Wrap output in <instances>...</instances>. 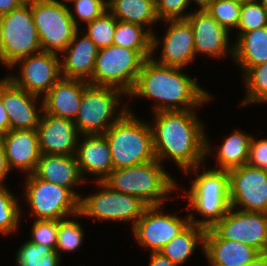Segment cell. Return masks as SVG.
<instances>
[{
  "label": "cell",
  "instance_id": "1",
  "mask_svg": "<svg viewBox=\"0 0 267 266\" xmlns=\"http://www.w3.org/2000/svg\"><path fill=\"white\" fill-rule=\"evenodd\" d=\"M199 109L159 111L149 120L155 158L173 163L179 172L205 163L206 126ZM153 123H152V122Z\"/></svg>",
  "mask_w": 267,
  "mask_h": 266
},
{
  "label": "cell",
  "instance_id": "2",
  "mask_svg": "<svg viewBox=\"0 0 267 266\" xmlns=\"http://www.w3.org/2000/svg\"><path fill=\"white\" fill-rule=\"evenodd\" d=\"M184 68L144 60L135 86L128 99L143 98L153 101L151 113L159 111L200 109L212 101L211 92L200 85Z\"/></svg>",
  "mask_w": 267,
  "mask_h": 266
},
{
  "label": "cell",
  "instance_id": "3",
  "mask_svg": "<svg viewBox=\"0 0 267 266\" xmlns=\"http://www.w3.org/2000/svg\"><path fill=\"white\" fill-rule=\"evenodd\" d=\"M182 175L193 178L188 182L189 188L178 184V190L181 191L176 196L186 199L187 207L183 209L189 210L190 223L204 229L212 228L230 209L228 170H216L204 163L188 169Z\"/></svg>",
  "mask_w": 267,
  "mask_h": 266
},
{
  "label": "cell",
  "instance_id": "4",
  "mask_svg": "<svg viewBox=\"0 0 267 266\" xmlns=\"http://www.w3.org/2000/svg\"><path fill=\"white\" fill-rule=\"evenodd\" d=\"M167 171L166 167L155 159L113 169L103 182L114 191L138 197L148 206L165 205L172 199L176 200L173 193H178L179 183L176 177Z\"/></svg>",
  "mask_w": 267,
  "mask_h": 266
},
{
  "label": "cell",
  "instance_id": "5",
  "mask_svg": "<svg viewBox=\"0 0 267 266\" xmlns=\"http://www.w3.org/2000/svg\"><path fill=\"white\" fill-rule=\"evenodd\" d=\"M126 101H129L128 111L104 133L110 147L114 169L156 159L149 121L137 116L135 109L130 106V100Z\"/></svg>",
  "mask_w": 267,
  "mask_h": 266
},
{
  "label": "cell",
  "instance_id": "6",
  "mask_svg": "<svg viewBox=\"0 0 267 266\" xmlns=\"http://www.w3.org/2000/svg\"><path fill=\"white\" fill-rule=\"evenodd\" d=\"M125 98L119 89L89 84L73 121L80 135L104 134L128 111Z\"/></svg>",
  "mask_w": 267,
  "mask_h": 266
},
{
  "label": "cell",
  "instance_id": "7",
  "mask_svg": "<svg viewBox=\"0 0 267 266\" xmlns=\"http://www.w3.org/2000/svg\"><path fill=\"white\" fill-rule=\"evenodd\" d=\"M97 191L81 193L79 198V214L92 222L101 221L116 223L129 222L131 229L148 207L136 196L114 191L103 181L93 182ZM99 189V190H98ZM92 193V194H91Z\"/></svg>",
  "mask_w": 267,
  "mask_h": 266
},
{
  "label": "cell",
  "instance_id": "8",
  "mask_svg": "<svg viewBox=\"0 0 267 266\" xmlns=\"http://www.w3.org/2000/svg\"><path fill=\"white\" fill-rule=\"evenodd\" d=\"M42 51L31 12L26 0L10 13L0 16V64L8 70L21 58Z\"/></svg>",
  "mask_w": 267,
  "mask_h": 266
},
{
  "label": "cell",
  "instance_id": "9",
  "mask_svg": "<svg viewBox=\"0 0 267 266\" xmlns=\"http://www.w3.org/2000/svg\"><path fill=\"white\" fill-rule=\"evenodd\" d=\"M23 196L33 219L63 220L79 213V199L66 187L37 178L24 176Z\"/></svg>",
  "mask_w": 267,
  "mask_h": 266
},
{
  "label": "cell",
  "instance_id": "10",
  "mask_svg": "<svg viewBox=\"0 0 267 266\" xmlns=\"http://www.w3.org/2000/svg\"><path fill=\"white\" fill-rule=\"evenodd\" d=\"M144 58L136 51L110 45L98 51L92 78L94 86L113 87L127 96L133 90Z\"/></svg>",
  "mask_w": 267,
  "mask_h": 266
},
{
  "label": "cell",
  "instance_id": "11",
  "mask_svg": "<svg viewBox=\"0 0 267 266\" xmlns=\"http://www.w3.org/2000/svg\"><path fill=\"white\" fill-rule=\"evenodd\" d=\"M42 51L60 55L79 30L65 0H31Z\"/></svg>",
  "mask_w": 267,
  "mask_h": 266
},
{
  "label": "cell",
  "instance_id": "12",
  "mask_svg": "<svg viewBox=\"0 0 267 266\" xmlns=\"http://www.w3.org/2000/svg\"><path fill=\"white\" fill-rule=\"evenodd\" d=\"M166 208V204L148 206L131 229L133 239L149 253L159 252L190 224L188 210L186 215L179 216L177 211L170 213Z\"/></svg>",
  "mask_w": 267,
  "mask_h": 266
},
{
  "label": "cell",
  "instance_id": "13",
  "mask_svg": "<svg viewBox=\"0 0 267 266\" xmlns=\"http://www.w3.org/2000/svg\"><path fill=\"white\" fill-rule=\"evenodd\" d=\"M8 70L5 77L14 85L42 98L62 77L60 55L45 51L19 59Z\"/></svg>",
  "mask_w": 267,
  "mask_h": 266
},
{
  "label": "cell",
  "instance_id": "14",
  "mask_svg": "<svg viewBox=\"0 0 267 266\" xmlns=\"http://www.w3.org/2000/svg\"><path fill=\"white\" fill-rule=\"evenodd\" d=\"M165 33L162 37L157 31L152 34V56L157 63L184 68L196 62L193 31L187 19L162 21ZM160 36V37H159ZM160 56H157L158 51Z\"/></svg>",
  "mask_w": 267,
  "mask_h": 266
},
{
  "label": "cell",
  "instance_id": "15",
  "mask_svg": "<svg viewBox=\"0 0 267 266\" xmlns=\"http://www.w3.org/2000/svg\"><path fill=\"white\" fill-rule=\"evenodd\" d=\"M228 173L230 207L267 213V171L245 164Z\"/></svg>",
  "mask_w": 267,
  "mask_h": 266
},
{
  "label": "cell",
  "instance_id": "16",
  "mask_svg": "<svg viewBox=\"0 0 267 266\" xmlns=\"http://www.w3.org/2000/svg\"><path fill=\"white\" fill-rule=\"evenodd\" d=\"M211 229L221 239L243 242L260 253H267V213L230 207Z\"/></svg>",
  "mask_w": 267,
  "mask_h": 266
},
{
  "label": "cell",
  "instance_id": "17",
  "mask_svg": "<svg viewBox=\"0 0 267 266\" xmlns=\"http://www.w3.org/2000/svg\"><path fill=\"white\" fill-rule=\"evenodd\" d=\"M191 24L196 57L207 56L217 61L233 59L234 39L226 28L222 27L207 10L192 12L186 18ZM233 40V41H230ZM225 57V58H224Z\"/></svg>",
  "mask_w": 267,
  "mask_h": 266
},
{
  "label": "cell",
  "instance_id": "18",
  "mask_svg": "<svg viewBox=\"0 0 267 266\" xmlns=\"http://www.w3.org/2000/svg\"><path fill=\"white\" fill-rule=\"evenodd\" d=\"M2 103L8 114L10 130L37 129L43 114V99L2 77Z\"/></svg>",
  "mask_w": 267,
  "mask_h": 266
},
{
  "label": "cell",
  "instance_id": "19",
  "mask_svg": "<svg viewBox=\"0 0 267 266\" xmlns=\"http://www.w3.org/2000/svg\"><path fill=\"white\" fill-rule=\"evenodd\" d=\"M36 130L41 154L75 155L80 133L73 120L43 113Z\"/></svg>",
  "mask_w": 267,
  "mask_h": 266
},
{
  "label": "cell",
  "instance_id": "20",
  "mask_svg": "<svg viewBox=\"0 0 267 266\" xmlns=\"http://www.w3.org/2000/svg\"><path fill=\"white\" fill-rule=\"evenodd\" d=\"M75 157L81 175L89 183L103 181L114 169L110 147L104 134L80 135Z\"/></svg>",
  "mask_w": 267,
  "mask_h": 266
},
{
  "label": "cell",
  "instance_id": "21",
  "mask_svg": "<svg viewBox=\"0 0 267 266\" xmlns=\"http://www.w3.org/2000/svg\"><path fill=\"white\" fill-rule=\"evenodd\" d=\"M0 138L11 171L23 177L33 174L41 156L37 130H9Z\"/></svg>",
  "mask_w": 267,
  "mask_h": 266
},
{
  "label": "cell",
  "instance_id": "22",
  "mask_svg": "<svg viewBox=\"0 0 267 266\" xmlns=\"http://www.w3.org/2000/svg\"><path fill=\"white\" fill-rule=\"evenodd\" d=\"M99 48L79 29L60 54L61 76L89 81L92 78Z\"/></svg>",
  "mask_w": 267,
  "mask_h": 266
},
{
  "label": "cell",
  "instance_id": "23",
  "mask_svg": "<svg viewBox=\"0 0 267 266\" xmlns=\"http://www.w3.org/2000/svg\"><path fill=\"white\" fill-rule=\"evenodd\" d=\"M33 174L41 180L68 188L78 199L81 192L76 189L88 184L81 175L75 155L41 154Z\"/></svg>",
  "mask_w": 267,
  "mask_h": 266
},
{
  "label": "cell",
  "instance_id": "24",
  "mask_svg": "<svg viewBox=\"0 0 267 266\" xmlns=\"http://www.w3.org/2000/svg\"><path fill=\"white\" fill-rule=\"evenodd\" d=\"M252 136V133L236 128L229 135L223 136L224 140L220 141L222 143L212 146L206 130L205 164L207 165V159L211 156L216 163H213V167H208L216 170H230L247 164Z\"/></svg>",
  "mask_w": 267,
  "mask_h": 266
},
{
  "label": "cell",
  "instance_id": "25",
  "mask_svg": "<svg viewBox=\"0 0 267 266\" xmlns=\"http://www.w3.org/2000/svg\"><path fill=\"white\" fill-rule=\"evenodd\" d=\"M259 254L258 250L243 242L221 239L211 228L206 229L203 256L208 266H243Z\"/></svg>",
  "mask_w": 267,
  "mask_h": 266
},
{
  "label": "cell",
  "instance_id": "26",
  "mask_svg": "<svg viewBox=\"0 0 267 266\" xmlns=\"http://www.w3.org/2000/svg\"><path fill=\"white\" fill-rule=\"evenodd\" d=\"M87 81L61 77L43 99V113L75 120Z\"/></svg>",
  "mask_w": 267,
  "mask_h": 266
},
{
  "label": "cell",
  "instance_id": "27",
  "mask_svg": "<svg viewBox=\"0 0 267 266\" xmlns=\"http://www.w3.org/2000/svg\"><path fill=\"white\" fill-rule=\"evenodd\" d=\"M233 63L241 76L251 67L267 62V26L249 31L234 32Z\"/></svg>",
  "mask_w": 267,
  "mask_h": 266
},
{
  "label": "cell",
  "instance_id": "28",
  "mask_svg": "<svg viewBox=\"0 0 267 266\" xmlns=\"http://www.w3.org/2000/svg\"><path fill=\"white\" fill-rule=\"evenodd\" d=\"M108 10L118 21L140 25L151 34L155 32V25L160 23L155 0H108Z\"/></svg>",
  "mask_w": 267,
  "mask_h": 266
},
{
  "label": "cell",
  "instance_id": "29",
  "mask_svg": "<svg viewBox=\"0 0 267 266\" xmlns=\"http://www.w3.org/2000/svg\"><path fill=\"white\" fill-rule=\"evenodd\" d=\"M205 232L206 229L190 223L159 252L171 262L183 266L196 250L201 249V253L204 254Z\"/></svg>",
  "mask_w": 267,
  "mask_h": 266
},
{
  "label": "cell",
  "instance_id": "30",
  "mask_svg": "<svg viewBox=\"0 0 267 266\" xmlns=\"http://www.w3.org/2000/svg\"><path fill=\"white\" fill-rule=\"evenodd\" d=\"M112 45L136 50L144 59L152 56V34L144 27L130 22H116Z\"/></svg>",
  "mask_w": 267,
  "mask_h": 266
},
{
  "label": "cell",
  "instance_id": "31",
  "mask_svg": "<svg viewBox=\"0 0 267 266\" xmlns=\"http://www.w3.org/2000/svg\"><path fill=\"white\" fill-rule=\"evenodd\" d=\"M23 205L19 196L7 185H0V236L10 237L20 230V223L25 215Z\"/></svg>",
  "mask_w": 267,
  "mask_h": 266
},
{
  "label": "cell",
  "instance_id": "32",
  "mask_svg": "<svg viewBox=\"0 0 267 266\" xmlns=\"http://www.w3.org/2000/svg\"><path fill=\"white\" fill-rule=\"evenodd\" d=\"M244 96L239 101L238 107H248V105L267 104V62L249 68L242 75Z\"/></svg>",
  "mask_w": 267,
  "mask_h": 266
},
{
  "label": "cell",
  "instance_id": "33",
  "mask_svg": "<svg viewBox=\"0 0 267 266\" xmlns=\"http://www.w3.org/2000/svg\"><path fill=\"white\" fill-rule=\"evenodd\" d=\"M82 216L78 213L63 220H58V233L56 251L60 257L64 253L68 255L76 253L84 246L85 232L83 221L78 222ZM75 219V220H74ZM82 225V226H81Z\"/></svg>",
  "mask_w": 267,
  "mask_h": 266
},
{
  "label": "cell",
  "instance_id": "34",
  "mask_svg": "<svg viewBox=\"0 0 267 266\" xmlns=\"http://www.w3.org/2000/svg\"><path fill=\"white\" fill-rule=\"evenodd\" d=\"M117 19L107 10L101 16L82 27L84 32L99 48L112 45L114 40ZM86 28V29H85Z\"/></svg>",
  "mask_w": 267,
  "mask_h": 266
},
{
  "label": "cell",
  "instance_id": "35",
  "mask_svg": "<svg viewBox=\"0 0 267 266\" xmlns=\"http://www.w3.org/2000/svg\"><path fill=\"white\" fill-rule=\"evenodd\" d=\"M66 3L78 29L82 23L85 26L108 10V0H68Z\"/></svg>",
  "mask_w": 267,
  "mask_h": 266
},
{
  "label": "cell",
  "instance_id": "36",
  "mask_svg": "<svg viewBox=\"0 0 267 266\" xmlns=\"http://www.w3.org/2000/svg\"><path fill=\"white\" fill-rule=\"evenodd\" d=\"M241 6L242 2L236 0H214L207 11L232 34L239 24Z\"/></svg>",
  "mask_w": 267,
  "mask_h": 266
},
{
  "label": "cell",
  "instance_id": "37",
  "mask_svg": "<svg viewBox=\"0 0 267 266\" xmlns=\"http://www.w3.org/2000/svg\"><path fill=\"white\" fill-rule=\"evenodd\" d=\"M267 26V9L258 0L242 2L240 20L234 32H249Z\"/></svg>",
  "mask_w": 267,
  "mask_h": 266
},
{
  "label": "cell",
  "instance_id": "38",
  "mask_svg": "<svg viewBox=\"0 0 267 266\" xmlns=\"http://www.w3.org/2000/svg\"><path fill=\"white\" fill-rule=\"evenodd\" d=\"M31 223L28 240L33 244L45 245L52 250L56 249L58 220L33 219Z\"/></svg>",
  "mask_w": 267,
  "mask_h": 266
},
{
  "label": "cell",
  "instance_id": "39",
  "mask_svg": "<svg viewBox=\"0 0 267 266\" xmlns=\"http://www.w3.org/2000/svg\"><path fill=\"white\" fill-rule=\"evenodd\" d=\"M156 15L160 22L186 19L192 12L189 0H155ZM190 8V9H189Z\"/></svg>",
  "mask_w": 267,
  "mask_h": 266
},
{
  "label": "cell",
  "instance_id": "40",
  "mask_svg": "<svg viewBox=\"0 0 267 266\" xmlns=\"http://www.w3.org/2000/svg\"><path fill=\"white\" fill-rule=\"evenodd\" d=\"M18 247L15 252V266H24L26 263H35L52 251L48 246L41 244H33L29 240Z\"/></svg>",
  "mask_w": 267,
  "mask_h": 266
},
{
  "label": "cell",
  "instance_id": "41",
  "mask_svg": "<svg viewBox=\"0 0 267 266\" xmlns=\"http://www.w3.org/2000/svg\"><path fill=\"white\" fill-rule=\"evenodd\" d=\"M247 164L267 171V137L252 136Z\"/></svg>",
  "mask_w": 267,
  "mask_h": 266
},
{
  "label": "cell",
  "instance_id": "42",
  "mask_svg": "<svg viewBox=\"0 0 267 266\" xmlns=\"http://www.w3.org/2000/svg\"><path fill=\"white\" fill-rule=\"evenodd\" d=\"M62 257L54 249L45 256H43L40 261L35 263H26L24 266H62L61 262Z\"/></svg>",
  "mask_w": 267,
  "mask_h": 266
},
{
  "label": "cell",
  "instance_id": "43",
  "mask_svg": "<svg viewBox=\"0 0 267 266\" xmlns=\"http://www.w3.org/2000/svg\"><path fill=\"white\" fill-rule=\"evenodd\" d=\"M11 169L8 165L7 158H6V152L4 148V144L0 138V185H7L6 179H8V176L11 173Z\"/></svg>",
  "mask_w": 267,
  "mask_h": 266
},
{
  "label": "cell",
  "instance_id": "44",
  "mask_svg": "<svg viewBox=\"0 0 267 266\" xmlns=\"http://www.w3.org/2000/svg\"><path fill=\"white\" fill-rule=\"evenodd\" d=\"M10 130L8 114L2 103V78L0 79V137Z\"/></svg>",
  "mask_w": 267,
  "mask_h": 266
},
{
  "label": "cell",
  "instance_id": "45",
  "mask_svg": "<svg viewBox=\"0 0 267 266\" xmlns=\"http://www.w3.org/2000/svg\"><path fill=\"white\" fill-rule=\"evenodd\" d=\"M149 256L148 266H179L164 257L160 252H150Z\"/></svg>",
  "mask_w": 267,
  "mask_h": 266
},
{
  "label": "cell",
  "instance_id": "46",
  "mask_svg": "<svg viewBox=\"0 0 267 266\" xmlns=\"http://www.w3.org/2000/svg\"><path fill=\"white\" fill-rule=\"evenodd\" d=\"M26 0H0V16L10 13L13 9L18 8Z\"/></svg>",
  "mask_w": 267,
  "mask_h": 266
},
{
  "label": "cell",
  "instance_id": "47",
  "mask_svg": "<svg viewBox=\"0 0 267 266\" xmlns=\"http://www.w3.org/2000/svg\"><path fill=\"white\" fill-rule=\"evenodd\" d=\"M213 1L214 0H189V3L190 4L195 3L194 5L197 8H194L193 10L203 11V10H207L211 6V3Z\"/></svg>",
  "mask_w": 267,
  "mask_h": 266
},
{
  "label": "cell",
  "instance_id": "48",
  "mask_svg": "<svg viewBox=\"0 0 267 266\" xmlns=\"http://www.w3.org/2000/svg\"><path fill=\"white\" fill-rule=\"evenodd\" d=\"M243 266H267V253H260L252 262Z\"/></svg>",
  "mask_w": 267,
  "mask_h": 266
},
{
  "label": "cell",
  "instance_id": "49",
  "mask_svg": "<svg viewBox=\"0 0 267 266\" xmlns=\"http://www.w3.org/2000/svg\"><path fill=\"white\" fill-rule=\"evenodd\" d=\"M267 9V0H258Z\"/></svg>",
  "mask_w": 267,
  "mask_h": 266
},
{
  "label": "cell",
  "instance_id": "50",
  "mask_svg": "<svg viewBox=\"0 0 267 266\" xmlns=\"http://www.w3.org/2000/svg\"><path fill=\"white\" fill-rule=\"evenodd\" d=\"M236 1H239V2H244V1H248V0H236Z\"/></svg>",
  "mask_w": 267,
  "mask_h": 266
}]
</instances>
